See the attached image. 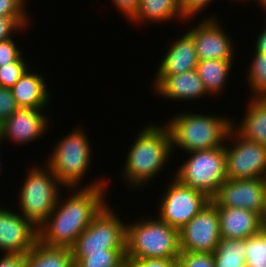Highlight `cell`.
Instances as JSON below:
<instances>
[{"mask_svg":"<svg viewBox=\"0 0 266 267\" xmlns=\"http://www.w3.org/2000/svg\"><path fill=\"white\" fill-rule=\"evenodd\" d=\"M107 187L66 188L67 197L60 194L52 213L39 227V241L51 247L71 248L108 203Z\"/></svg>","mask_w":266,"mask_h":267,"instance_id":"6da1fadb","label":"cell"},{"mask_svg":"<svg viewBox=\"0 0 266 267\" xmlns=\"http://www.w3.org/2000/svg\"><path fill=\"white\" fill-rule=\"evenodd\" d=\"M140 129L128 147L130 149L119 173L123 176L126 187L138 191L150 186L153 179L158 178L160 172L167 169L171 158L174 159L171 136L164 123L160 122V125L155 122L147 123Z\"/></svg>","mask_w":266,"mask_h":267,"instance_id":"7a4b0ae2","label":"cell"},{"mask_svg":"<svg viewBox=\"0 0 266 267\" xmlns=\"http://www.w3.org/2000/svg\"><path fill=\"white\" fill-rule=\"evenodd\" d=\"M181 111L164 122L171 136L172 154L223 147L232 128L231 116ZM203 113V114H202ZM176 149V150H175ZM182 150V151H181Z\"/></svg>","mask_w":266,"mask_h":267,"instance_id":"3957f363","label":"cell"},{"mask_svg":"<svg viewBox=\"0 0 266 267\" xmlns=\"http://www.w3.org/2000/svg\"><path fill=\"white\" fill-rule=\"evenodd\" d=\"M82 126H77L72 131L54 144L50 155L44 160L45 164L52 170L57 179L66 187H95L109 186L107 178H94V181L83 183L84 177L89 174L92 168V144ZM96 179V180H95ZM82 183V184H81Z\"/></svg>","mask_w":266,"mask_h":267,"instance_id":"277c9868","label":"cell"},{"mask_svg":"<svg viewBox=\"0 0 266 267\" xmlns=\"http://www.w3.org/2000/svg\"><path fill=\"white\" fill-rule=\"evenodd\" d=\"M149 216V217H148ZM127 220L126 259L165 258L177 260L180 255L179 229L148 215Z\"/></svg>","mask_w":266,"mask_h":267,"instance_id":"5b68a950","label":"cell"},{"mask_svg":"<svg viewBox=\"0 0 266 267\" xmlns=\"http://www.w3.org/2000/svg\"><path fill=\"white\" fill-rule=\"evenodd\" d=\"M41 164L34 162L26 169L24 182L20 183L16 195L18 212L38 229L52 213L66 188L44 162Z\"/></svg>","mask_w":266,"mask_h":267,"instance_id":"8992f818","label":"cell"},{"mask_svg":"<svg viewBox=\"0 0 266 267\" xmlns=\"http://www.w3.org/2000/svg\"><path fill=\"white\" fill-rule=\"evenodd\" d=\"M111 207L107 203L70 248L74 263L86 253H126L127 221Z\"/></svg>","mask_w":266,"mask_h":267,"instance_id":"52a82bcc","label":"cell"},{"mask_svg":"<svg viewBox=\"0 0 266 267\" xmlns=\"http://www.w3.org/2000/svg\"><path fill=\"white\" fill-rule=\"evenodd\" d=\"M185 155L187 158L174 170L173 177L184 186L202 191L212 198L227 180L224 146Z\"/></svg>","mask_w":266,"mask_h":267,"instance_id":"ba28073f","label":"cell"},{"mask_svg":"<svg viewBox=\"0 0 266 267\" xmlns=\"http://www.w3.org/2000/svg\"><path fill=\"white\" fill-rule=\"evenodd\" d=\"M166 190L158 198L156 215L168 225L181 229L187 224L206 204L211 201L204 192L184 186L172 175Z\"/></svg>","mask_w":266,"mask_h":267,"instance_id":"9c48e42d","label":"cell"},{"mask_svg":"<svg viewBox=\"0 0 266 267\" xmlns=\"http://www.w3.org/2000/svg\"><path fill=\"white\" fill-rule=\"evenodd\" d=\"M224 149L227 179L266 178V146L243 138L231 128Z\"/></svg>","mask_w":266,"mask_h":267,"instance_id":"30bf717a","label":"cell"},{"mask_svg":"<svg viewBox=\"0 0 266 267\" xmlns=\"http://www.w3.org/2000/svg\"><path fill=\"white\" fill-rule=\"evenodd\" d=\"M215 15L203 16L198 20V24L192 25L186 32L194 41L199 61L214 59L234 61L236 43L232 36L224 31L221 20L218 19L219 16Z\"/></svg>","mask_w":266,"mask_h":267,"instance_id":"8fae6325","label":"cell"},{"mask_svg":"<svg viewBox=\"0 0 266 267\" xmlns=\"http://www.w3.org/2000/svg\"><path fill=\"white\" fill-rule=\"evenodd\" d=\"M180 250L213 253L221 239L217 206L210 201L179 229Z\"/></svg>","mask_w":266,"mask_h":267,"instance_id":"7c38bea8","label":"cell"},{"mask_svg":"<svg viewBox=\"0 0 266 267\" xmlns=\"http://www.w3.org/2000/svg\"><path fill=\"white\" fill-rule=\"evenodd\" d=\"M211 201L216 206L242 208L262 217L266 209V178L227 179Z\"/></svg>","mask_w":266,"mask_h":267,"instance_id":"4fadbf2b","label":"cell"},{"mask_svg":"<svg viewBox=\"0 0 266 267\" xmlns=\"http://www.w3.org/2000/svg\"><path fill=\"white\" fill-rule=\"evenodd\" d=\"M8 207L0 206V253L26 255L39 241L38 228Z\"/></svg>","mask_w":266,"mask_h":267,"instance_id":"5bb4252c","label":"cell"},{"mask_svg":"<svg viewBox=\"0 0 266 267\" xmlns=\"http://www.w3.org/2000/svg\"><path fill=\"white\" fill-rule=\"evenodd\" d=\"M45 109L19 107L3 123V143L10 141L17 145L37 142L51 128V121ZM46 114V115H45ZM38 139V140H37ZM34 141V142H33Z\"/></svg>","mask_w":266,"mask_h":267,"instance_id":"9a60e30c","label":"cell"},{"mask_svg":"<svg viewBox=\"0 0 266 267\" xmlns=\"http://www.w3.org/2000/svg\"><path fill=\"white\" fill-rule=\"evenodd\" d=\"M150 87L154 95L171 101L188 102L211 97L196 69L175 75H154Z\"/></svg>","mask_w":266,"mask_h":267,"instance_id":"2e32d148","label":"cell"},{"mask_svg":"<svg viewBox=\"0 0 266 267\" xmlns=\"http://www.w3.org/2000/svg\"><path fill=\"white\" fill-rule=\"evenodd\" d=\"M154 75H175L197 68L199 62L192 37L185 31L166 48Z\"/></svg>","mask_w":266,"mask_h":267,"instance_id":"e0dca14e","label":"cell"},{"mask_svg":"<svg viewBox=\"0 0 266 267\" xmlns=\"http://www.w3.org/2000/svg\"><path fill=\"white\" fill-rule=\"evenodd\" d=\"M221 239H246L264 227L262 217L253 211L217 206Z\"/></svg>","mask_w":266,"mask_h":267,"instance_id":"ac0fdd59","label":"cell"},{"mask_svg":"<svg viewBox=\"0 0 266 267\" xmlns=\"http://www.w3.org/2000/svg\"><path fill=\"white\" fill-rule=\"evenodd\" d=\"M31 69L29 67L11 88L16 104L23 108H49L52 93L47 87V80L43 74Z\"/></svg>","mask_w":266,"mask_h":267,"instance_id":"d6986e66","label":"cell"},{"mask_svg":"<svg viewBox=\"0 0 266 267\" xmlns=\"http://www.w3.org/2000/svg\"><path fill=\"white\" fill-rule=\"evenodd\" d=\"M240 123L232 119V128L243 138L266 146V98H249Z\"/></svg>","mask_w":266,"mask_h":267,"instance_id":"ffe728a7","label":"cell"},{"mask_svg":"<svg viewBox=\"0 0 266 267\" xmlns=\"http://www.w3.org/2000/svg\"><path fill=\"white\" fill-rule=\"evenodd\" d=\"M173 20L182 24L187 21L182 17L180 0H140L139 9L129 22L142 27L155 22L157 25L167 24Z\"/></svg>","mask_w":266,"mask_h":267,"instance_id":"44dd1931","label":"cell"},{"mask_svg":"<svg viewBox=\"0 0 266 267\" xmlns=\"http://www.w3.org/2000/svg\"><path fill=\"white\" fill-rule=\"evenodd\" d=\"M233 65H235L234 61L218 59L198 62L196 70L210 96H220L222 95L220 93H223V90L225 91L228 79H230L229 77L233 73L231 70L235 67Z\"/></svg>","mask_w":266,"mask_h":267,"instance_id":"7402d4cb","label":"cell"},{"mask_svg":"<svg viewBox=\"0 0 266 267\" xmlns=\"http://www.w3.org/2000/svg\"><path fill=\"white\" fill-rule=\"evenodd\" d=\"M26 267H74L71 249L51 247L38 241L26 254Z\"/></svg>","mask_w":266,"mask_h":267,"instance_id":"603a6c76","label":"cell"},{"mask_svg":"<svg viewBox=\"0 0 266 267\" xmlns=\"http://www.w3.org/2000/svg\"><path fill=\"white\" fill-rule=\"evenodd\" d=\"M250 54H252L250 57L252 59L245 68L246 75L244 76L247 87H249L250 97L266 98V53L253 49Z\"/></svg>","mask_w":266,"mask_h":267,"instance_id":"cb8c5ba5","label":"cell"},{"mask_svg":"<svg viewBox=\"0 0 266 267\" xmlns=\"http://www.w3.org/2000/svg\"><path fill=\"white\" fill-rule=\"evenodd\" d=\"M245 239H220L213 252L215 267H246Z\"/></svg>","mask_w":266,"mask_h":267,"instance_id":"d4e9b609","label":"cell"},{"mask_svg":"<svg viewBox=\"0 0 266 267\" xmlns=\"http://www.w3.org/2000/svg\"><path fill=\"white\" fill-rule=\"evenodd\" d=\"M246 267H266V228L245 239Z\"/></svg>","mask_w":266,"mask_h":267,"instance_id":"484cf974","label":"cell"},{"mask_svg":"<svg viewBox=\"0 0 266 267\" xmlns=\"http://www.w3.org/2000/svg\"><path fill=\"white\" fill-rule=\"evenodd\" d=\"M126 253H86L74 263V267H122Z\"/></svg>","mask_w":266,"mask_h":267,"instance_id":"4316f807","label":"cell"},{"mask_svg":"<svg viewBox=\"0 0 266 267\" xmlns=\"http://www.w3.org/2000/svg\"><path fill=\"white\" fill-rule=\"evenodd\" d=\"M28 1L29 0H0V17H13L24 27H29L32 23V18L26 9L29 4Z\"/></svg>","mask_w":266,"mask_h":267,"instance_id":"83f0119b","label":"cell"},{"mask_svg":"<svg viewBox=\"0 0 266 267\" xmlns=\"http://www.w3.org/2000/svg\"><path fill=\"white\" fill-rule=\"evenodd\" d=\"M24 56L22 54L16 61L0 67V86L11 89L24 72L31 67V65L28 66L29 62L25 60Z\"/></svg>","mask_w":266,"mask_h":267,"instance_id":"f1b7e54d","label":"cell"},{"mask_svg":"<svg viewBox=\"0 0 266 267\" xmlns=\"http://www.w3.org/2000/svg\"><path fill=\"white\" fill-rule=\"evenodd\" d=\"M178 267H215L213 253L181 251L177 259Z\"/></svg>","mask_w":266,"mask_h":267,"instance_id":"f546056e","label":"cell"},{"mask_svg":"<svg viewBox=\"0 0 266 267\" xmlns=\"http://www.w3.org/2000/svg\"><path fill=\"white\" fill-rule=\"evenodd\" d=\"M13 37L0 41V67L16 61L24 52Z\"/></svg>","mask_w":266,"mask_h":267,"instance_id":"4dcf8cb0","label":"cell"},{"mask_svg":"<svg viewBox=\"0 0 266 267\" xmlns=\"http://www.w3.org/2000/svg\"><path fill=\"white\" fill-rule=\"evenodd\" d=\"M213 0H180L182 17L188 22H194V18L206 10Z\"/></svg>","mask_w":266,"mask_h":267,"instance_id":"1f68e13d","label":"cell"},{"mask_svg":"<svg viewBox=\"0 0 266 267\" xmlns=\"http://www.w3.org/2000/svg\"><path fill=\"white\" fill-rule=\"evenodd\" d=\"M18 108L11 89L0 86V121L4 123Z\"/></svg>","mask_w":266,"mask_h":267,"instance_id":"d6a6232c","label":"cell"},{"mask_svg":"<svg viewBox=\"0 0 266 267\" xmlns=\"http://www.w3.org/2000/svg\"><path fill=\"white\" fill-rule=\"evenodd\" d=\"M28 31V27H24L17 19L13 17H0V41L14 37Z\"/></svg>","mask_w":266,"mask_h":267,"instance_id":"836d02e7","label":"cell"},{"mask_svg":"<svg viewBox=\"0 0 266 267\" xmlns=\"http://www.w3.org/2000/svg\"><path fill=\"white\" fill-rule=\"evenodd\" d=\"M128 267H176L177 260L165 258L126 259Z\"/></svg>","mask_w":266,"mask_h":267,"instance_id":"e575fe53","label":"cell"},{"mask_svg":"<svg viewBox=\"0 0 266 267\" xmlns=\"http://www.w3.org/2000/svg\"><path fill=\"white\" fill-rule=\"evenodd\" d=\"M110 2L128 22L136 15L140 6V0H110Z\"/></svg>","mask_w":266,"mask_h":267,"instance_id":"d590c367","label":"cell"},{"mask_svg":"<svg viewBox=\"0 0 266 267\" xmlns=\"http://www.w3.org/2000/svg\"><path fill=\"white\" fill-rule=\"evenodd\" d=\"M1 255H0V267H26V255L24 254H1Z\"/></svg>","mask_w":266,"mask_h":267,"instance_id":"8d00e7d4","label":"cell"},{"mask_svg":"<svg viewBox=\"0 0 266 267\" xmlns=\"http://www.w3.org/2000/svg\"><path fill=\"white\" fill-rule=\"evenodd\" d=\"M266 23V21H264ZM258 35H256L255 44H254V50L257 52L266 53V24L262 28Z\"/></svg>","mask_w":266,"mask_h":267,"instance_id":"74e56055","label":"cell"},{"mask_svg":"<svg viewBox=\"0 0 266 267\" xmlns=\"http://www.w3.org/2000/svg\"><path fill=\"white\" fill-rule=\"evenodd\" d=\"M254 1V0H253ZM257 2L258 5H260L259 7L262 8V11L265 13L266 11V0H255Z\"/></svg>","mask_w":266,"mask_h":267,"instance_id":"f35d334b","label":"cell"},{"mask_svg":"<svg viewBox=\"0 0 266 267\" xmlns=\"http://www.w3.org/2000/svg\"><path fill=\"white\" fill-rule=\"evenodd\" d=\"M3 144V122L0 121V145Z\"/></svg>","mask_w":266,"mask_h":267,"instance_id":"ab89813d","label":"cell"},{"mask_svg":"<svg viewBox=\"0 0 266 267\" xmlns=\"http://www.w3.org/2000/svg\"><path fill=\"white\" fill-rule=\"evenodd\" d=\"M262 224H263V227L266 228V209H265V212L262 216Z\"/></svg>","mask_w":266,"mask_h":267,"instance_id":"60d3db41","label":"cell"},{"mask_svg":"<svg viewBox=\"0 0 266 267\" xmlns=\"http://www.w3.org/2000/svg\"><path fill=\"white\" fill-rule=\"evenodd\" d=\"M234 1V0H233ZM237 3H239V2H242V3H245L246 1L249 3L250 2V0H235ZM252 1V0H251Z\"/></svg>","mask_w":266,"mask_h":267,"instance_id":"b9f144b4","label":"cell"},{"mask_svg":"<svg viewBox=\"0 0 266 267\" xmlns=\"http://www.w3.org/2000/svg\"><path fill=\"white\" fill-rule=\"evenodd\" d=\"M0 146H2V145H0ZM0 149H1V148H0ZM1 169H2V163H1V161H0V174H2V173H1V171H2Z\"/></svg>","mask_w":266,"mask_h":267,"instance_id":"7bdbcfd3","label":"cell"},{"mask_svg":"<svg viewBox=\"0 0 266 267\" xmlns=\"http://www.w3.org/2000/svg\"><path fill=\"white\" fill-rule=\"evenodd\" d=\"M122 267H128V264L125 262V264Z\"/></svg>","mask_w":266,"mask_h":267,"instance_id":"ee69618b","label":"cell"}]
</instances>
